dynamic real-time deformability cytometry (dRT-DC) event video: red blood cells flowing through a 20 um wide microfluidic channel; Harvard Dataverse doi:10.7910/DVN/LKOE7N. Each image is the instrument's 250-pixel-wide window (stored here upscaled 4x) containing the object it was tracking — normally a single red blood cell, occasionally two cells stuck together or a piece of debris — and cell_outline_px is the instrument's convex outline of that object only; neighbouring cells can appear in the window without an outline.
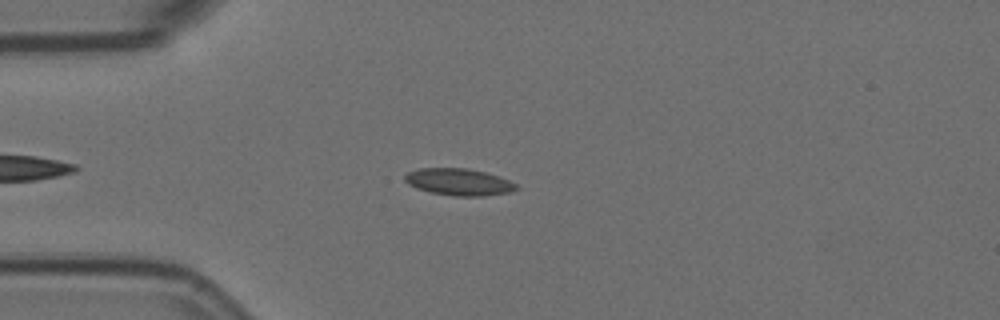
{"species": "Egyptian fruit bat (a non-hibernating species)", "species_latin": "Rousettus aegyptiacus", "temperature_condition": "room temperature", "stored_images_in_passage": 51, "camera_frame_rate_fps": 3000, "um_per_image_px": 0.085, "animal": {"sex": "female"}, "frame": {"image": 1, "passage_image": 9, "time_ms": 2.667, "image_size_px": [1000, 320], "cell_outline_px": [[520, 188], [512, 192], [480, 196], [452, 196], [432, 192], [416, 188], [408, 184], [404, 180], [404, 176], [408, 172], [420, 168], [468, 168], [500, 176], [516, 184]], "centroid_in_image_um": [39.01, 15.47], "position_along_channel_um": 46.0, "area_um2": 17.51}}
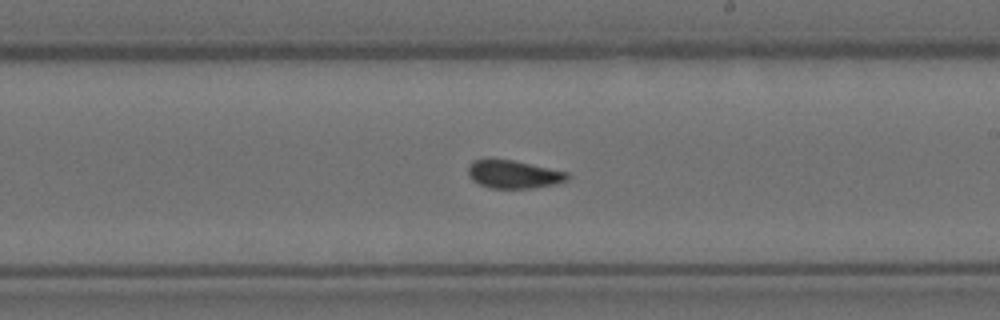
{"frame": {"image": 2, "passage_image": 27, "time_ms": 8.667, "image_size_px": [1000, 320], "cell_outline_px": [[572, 176], [568, 180], [556, 184], [532, 188], [488, 188], [472, 180], [468, 176], [468, 164], [472, 160], [512, 160], [568, 172]], "centroid_in_image_um": [43.67, 14.83], "position_along_channel_um": 245.3, "area_um2": 16.24}}
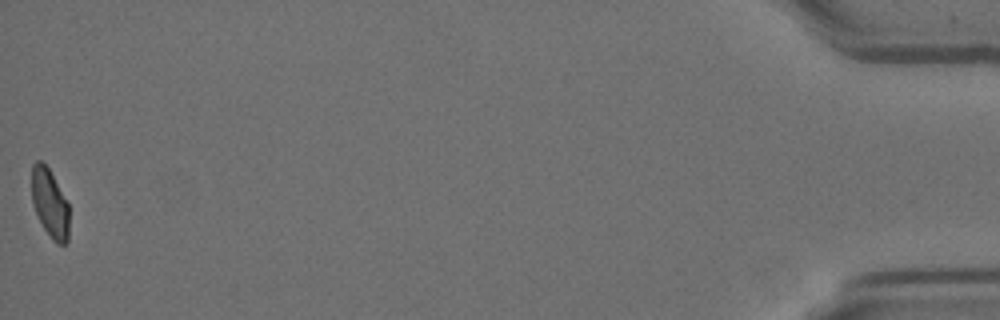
{"frame": {"image": 3, "passage_image": 51, "time_ms": 16.667, "image_size_px": [1000, 320], "cell_outline_px": [[68, 240], [64, 244], [56, 244], [52, 240], [44, 228], [32, 204], [32, 164], [36, 160], [40, 160], [48, 168], [68, 204]], "centroid_in_image_um": [4.22, 17.29], "position_along_channel_um": 431.0, "area_um2": 14.68}, "authors_computed_cell_mechanics": {"area_um2": 16.762, "velocity_mm_per_s": 3.571, "shape_relaxation_time_tau1_ms": 6.3534, "shape_relaxation_time_tau2_ms": 1.0307, "deformation_change_tau1": 0.1203, "deformation_change_tau2": 0.048}}